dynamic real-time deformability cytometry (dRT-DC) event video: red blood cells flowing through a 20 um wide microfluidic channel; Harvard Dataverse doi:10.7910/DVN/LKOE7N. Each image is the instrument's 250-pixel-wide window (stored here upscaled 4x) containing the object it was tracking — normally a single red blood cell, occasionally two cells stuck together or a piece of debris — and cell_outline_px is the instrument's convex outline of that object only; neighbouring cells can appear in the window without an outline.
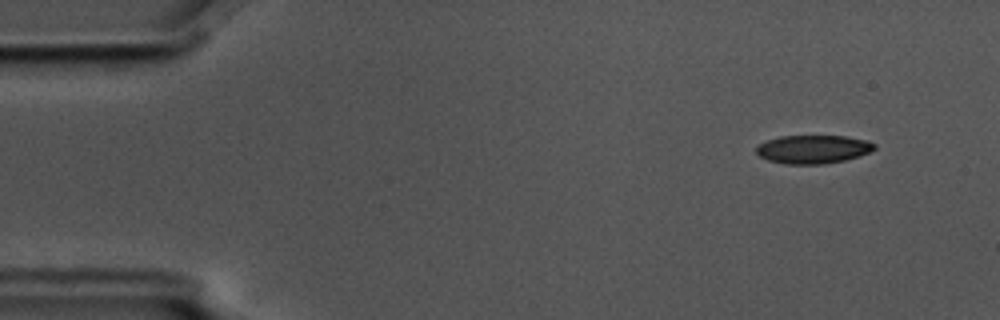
{"species": "common noctule bat (a hibernating species)", "species_latin": "Nyctalus noctula", "temperature_condition": "cold", "stored_images_in_passage": 56, "camera_frame_rate_fps": 3000, "um_per_image_px": 0.085, "animal": {"sex": "male", "body_mass_g": 17.5, "forearm_length_mm": 52.3}, "frame": {"image": 1, "passage_image": 5, "time_ms": 1.333, "image_size_px": [1000, 320], "cell_outline_px": [[876, 148], [860, 156], [844, 160], [824, 164], [784, 164], [768, 160], [760, 156], [756, 152], [756, 148], [760, 144], [768, 140], [780, 136], [844, 136], [868, 140], [876, 144]], "centroid_in_image_um": [69.13, 12.69], "position_along_channel_um": 15.9, "area_um2": 19.54}}
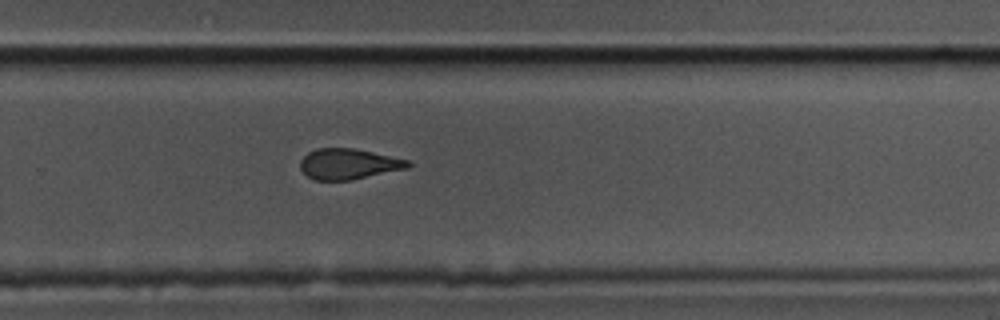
{"frame": {"image": 2, "passage_image": 37, "time_ms": 12.0, "image_size_px": [1000, 320], "cell_outline_px": [[412, 164], [408, 168], [352, 180], [316, 180], [308, 176], [300, 168], [300, 160], [308, 152], [316, 148], [352, 148], [372, 152], [408, 160]], "centroid_in_image_um": [29.61, 13.94], "position_along_channel_um": 300.2, "area_um2": 19.13}}
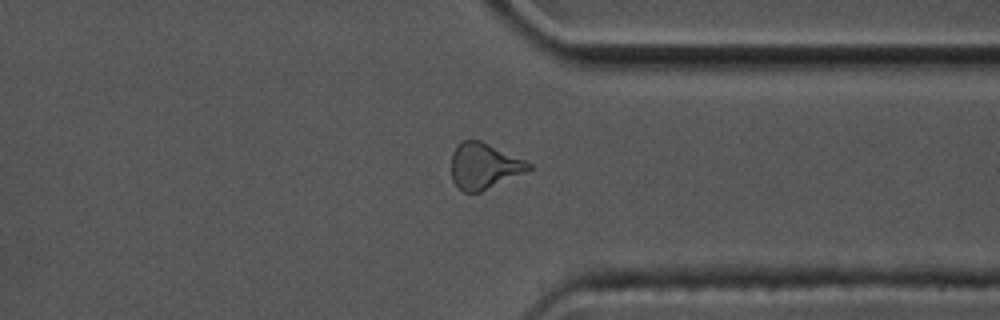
{"frame": {"image": 3, "passage_image": 43, "time_ms": 14.0, "image_size_px": [1000, 320], "cell_outline_px": [[532, 168], [524, 172], [480, 192], [464, 192], [452, 180], [452, 152], [456, 144], [460, 140], [480, 140], [528, 160], [532, 164]], "centroid_in_image_um": [41.14, 14.07], "position_along_channel_um": 370.3, "area_um2": 20.69}, "authors_computed_cell_mechanics": {"area_um2": 20.6924, "velocity_mm_per_s": 3.5789, "shape_relaxation_time_tau1_ms": 7.4973, "shape_relaxation_time_tau2_ms": 2.7175, "deformation_change_tau1": 0.1656, "deformation_change_tau2": 0.1023}}